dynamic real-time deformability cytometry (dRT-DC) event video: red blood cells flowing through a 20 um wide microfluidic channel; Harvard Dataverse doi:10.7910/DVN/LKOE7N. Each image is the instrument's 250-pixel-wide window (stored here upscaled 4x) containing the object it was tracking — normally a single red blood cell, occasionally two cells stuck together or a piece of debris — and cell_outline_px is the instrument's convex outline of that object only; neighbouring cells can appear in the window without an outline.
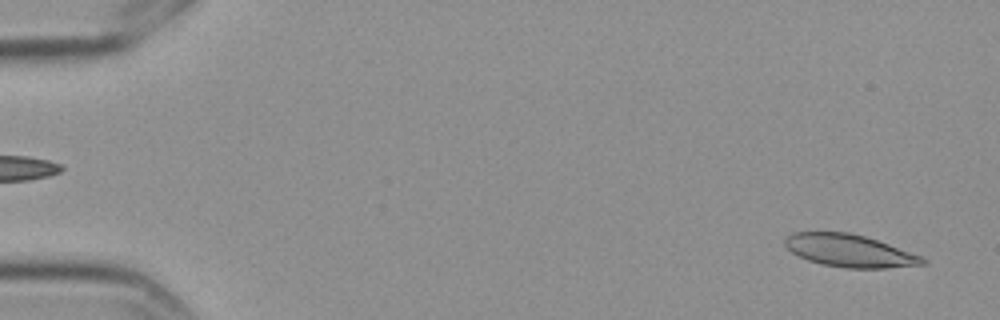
{"species": "Egyptian fruit bat (a non-hibernating species)", "species_latin": "Rousettus aegyptiacus", "temperature_condition": "cold", "stored_images_in_passage": 6, "segment_of_instrument_passage": [2, 2], "camera_frame_rate_fps": 3000, "um_per_image_px": 0.085, "frame": {"image": 1, "passage_image": 6, "time_ms": 1.667, "image_size_px": [1000, 320], "cell_outline_px": [[928, 264], [888, 268], [848, 268], [820, 264], [808, 260], [792, 252], [784, 244], [784, 240], [792, 232], [848, 232], [864, 236], [888, 244], [920, 256], [928, 260]], "centroid_in_image_um": [72.21, 21.32], "position_along_channel_um": 12.8, "area_um2": 25.89}}